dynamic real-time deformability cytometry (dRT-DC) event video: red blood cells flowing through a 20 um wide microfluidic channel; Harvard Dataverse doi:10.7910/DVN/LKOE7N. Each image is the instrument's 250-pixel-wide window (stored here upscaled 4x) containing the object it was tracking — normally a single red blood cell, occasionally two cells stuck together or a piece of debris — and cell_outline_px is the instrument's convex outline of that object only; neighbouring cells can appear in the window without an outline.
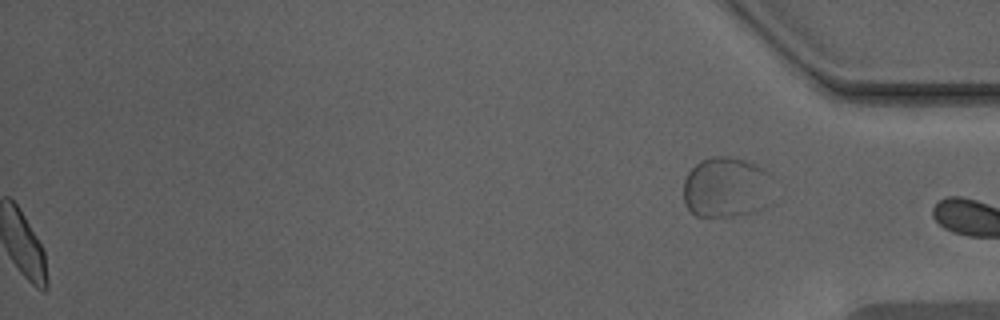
{"species": "Egyptian fruit bat (a non-hibernating species)", "species_latin": "Rousettus aegyptiacus", "temperature_condition": "warm", "stored_images_in_passage": 48, "segment_of_instrument_passage": [2, 2], "camera_frame_rate_fps": 3000, "um_per_image_px": 0.085, "animal": {"sex": "male"}, "frame": {"image": 1, "passage_image": 48, "time_ms": 15.667, "image_size_px": [1000, 320], "cell_outline_px": [[772, 176], [764, 208], [756, 212], [736, 216], [696, 216], [684, 204], [684, 180], [688, 172], [700, 160], [712, 156], [728, 156], [744, 160], [756, 164], [764, 168]], "centroid_in_image_um": [61.71, 15.91], "position_along_channel_um": 373.5, "area_um2": 31.73}}